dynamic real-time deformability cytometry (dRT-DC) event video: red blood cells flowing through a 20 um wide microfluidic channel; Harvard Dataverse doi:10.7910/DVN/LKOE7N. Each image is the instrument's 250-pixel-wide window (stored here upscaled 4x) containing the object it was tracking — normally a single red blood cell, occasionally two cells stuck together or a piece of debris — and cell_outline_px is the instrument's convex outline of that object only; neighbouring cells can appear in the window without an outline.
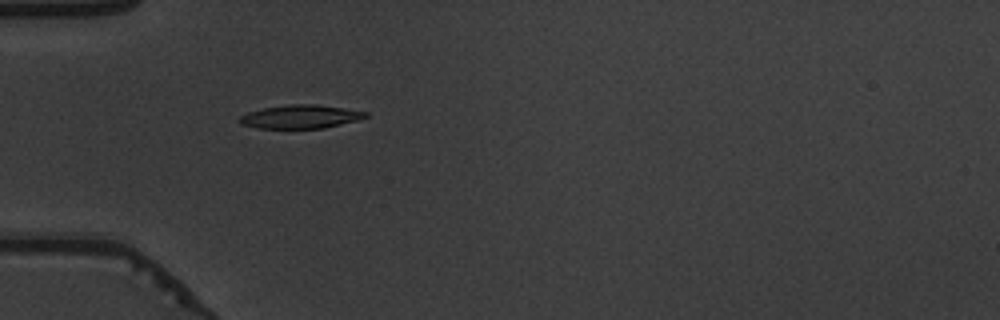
{"species": "common noctule bat (a hibernating species)", "species_latin": "Nyctalus noctula", "temperature_condition": "warm", "stored_images_in_passage": 54, "camera_frame_rate_fps": 3000, "um_per_image_px": 0.085, "animal": {"sex": "male", "body_mass_g": 19.5, "forearm_length_mm": 54.6}, "frame": {"image": 1, "passage_image": 18, "time_ms": 5.667, "image_size_px": [1000, 320], "cell_outline_px": [[368, 116], [356, 120], [324, 128], [260, 128], [240, 124], [236, 120], [240, 116], [248, 112], [264, 108], [288, 104], [316, 104], [368, 112]], "centroid_in_image_um": [25.49, 9.91], "position_along_channel_um": 59.5, "area_um2": 17.11}}
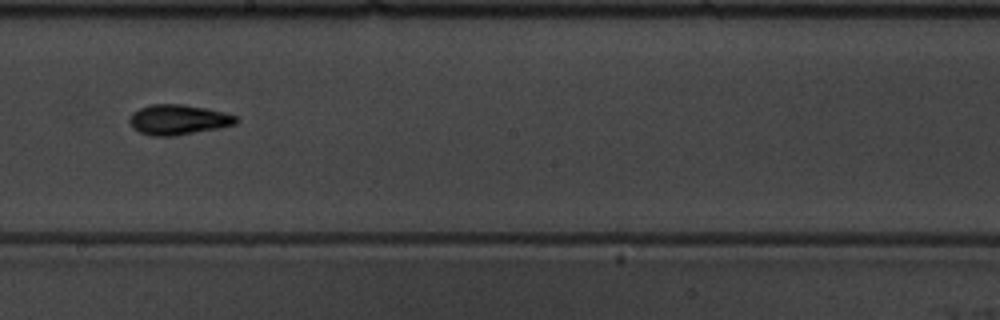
{"frame": {"image": 2, "passage_image": 32, "time_ms": 10.333, "image_size_px": [1000, 320], "cell_outline_px": [[240, 120], [236, 124], [216, 128], [172, 136], [152, 136], [140, 132], [132, 128], [128, 120], [132, 112], [140, 108], [152, 104], [180, 104], [208, 108], [224, 112], [236, 116]], "centroid_in_image_um": [15.13, 10.16], "position_along_channel_um": 233.1, "area_um2": 18.67}}
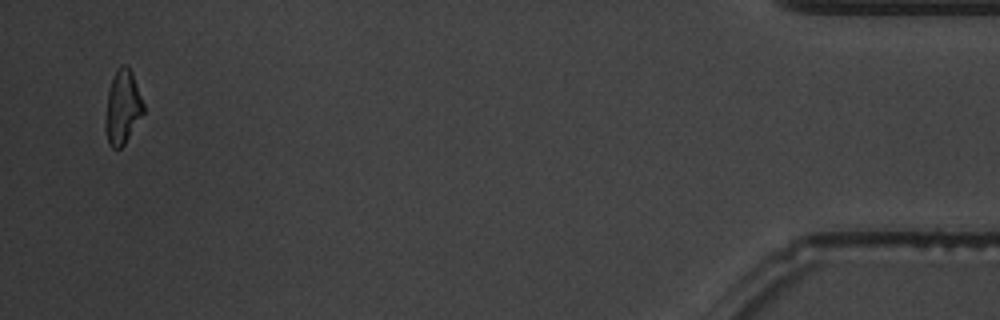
{"frame": {"image": 3, "passage_image": 53, "time_ms": 17.333, "image_size_px": [1000, 320], "cell_outline_px": [[144, 112], [124, 144], [120, 148], [112, 148], [108, 144], [104, 124], [108, 92], [112, 80], [120, 64], [124, 64], [132, 72], [144, 104]], "centroid_in_image_um": [10.41, 9.14], "position_along_channel_um": 424.8, "area_um2": 16.18}, "authors_computed_cell_mechanics": {"area_um2": 17.051, "velocity_mm_per_s": 3.8535, "shape_relaxation_time_tau1_ms": 2.7288, "shape_relaxation_time_tau2_ms": 4.03, "deformation_change_tau1": 0.149, "deformation_change_tau2": 0.1123}}